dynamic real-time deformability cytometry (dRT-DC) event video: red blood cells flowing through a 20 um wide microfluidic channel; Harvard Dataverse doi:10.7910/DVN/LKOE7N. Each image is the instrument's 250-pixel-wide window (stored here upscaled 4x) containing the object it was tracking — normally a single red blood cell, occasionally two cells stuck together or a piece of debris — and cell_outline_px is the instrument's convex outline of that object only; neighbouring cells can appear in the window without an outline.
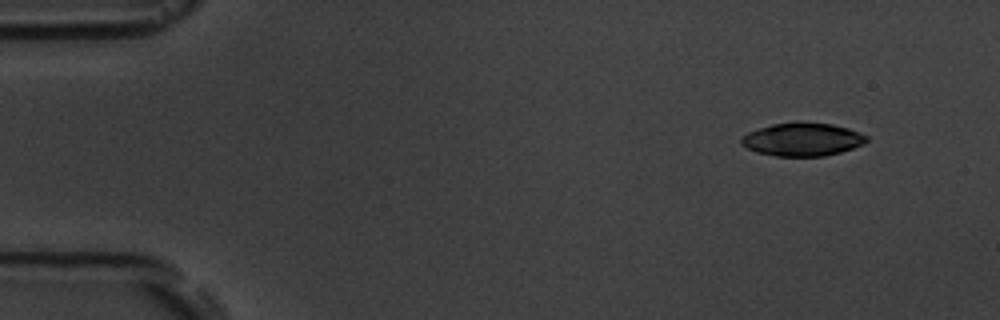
{"species": "common noctule bat (a hibernating species)", "species_latin": "Nyctalus noctula", "temperature_condition": "room temperature", "stored_images_in_passage": 4, "camera_frame_rate_fps": 3000, "um_per_image_px": 0.085, "animal": {"sex": "male", "body_mass_g": 19.5, "forearm_length_mm": 54.6}, "frame": {"image": 1, "passage_image": 1, "time_ms": 0.0, "image_size_px": [1000, 320], "cell_outline_px": [[868, 140], [864, 144], [840, 152], [824, 156], [776, 156], [756, 152], [748, 148], [740, 140], [748, 132], [772, 124], [832, 124], [848, 128], [860, 132], [868, 136]], "centroid_in_image_um": [68.25, 11.88], "position_along_channel_um": 16.7, "area_um2": 23.52}}
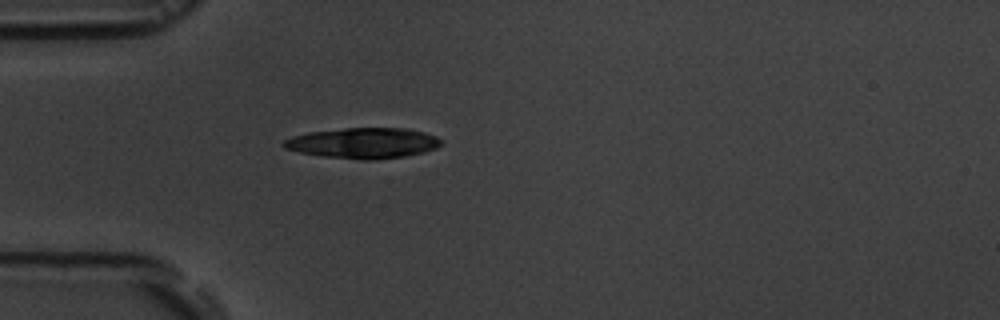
{"frame": {"image": 2, "passage_image": 4, "time_ms": 3.667, "image_size_px": [1000, 320], "cell_outline_px": [[440, 144], [436, 148], [424, 152], [404, 156], [372, 160], [360, 160], [324, 156], [300, 152], [284, 148], [280, 144], [284, 140], [292, 136], [308, 132], [344, 128], [404, 128], [424, 132], [436, 136], [440, 140]], "centroid_in_image_um": [30.84, 12.16], "position_along_channel_um": 54.2, "area_um2": 27.98}}